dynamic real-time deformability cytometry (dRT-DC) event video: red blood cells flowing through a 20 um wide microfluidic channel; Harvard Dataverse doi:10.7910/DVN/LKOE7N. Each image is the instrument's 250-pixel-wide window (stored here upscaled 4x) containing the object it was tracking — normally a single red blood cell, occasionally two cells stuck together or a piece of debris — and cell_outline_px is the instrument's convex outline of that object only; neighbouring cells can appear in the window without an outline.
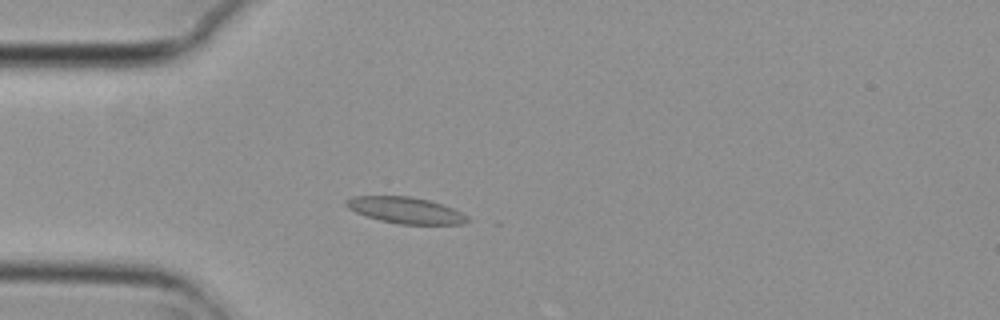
{"species": "common noctule bat (a hibernating species)", "species_latin": "Nyctalus noctula", "temperature_condition": "cold", "stored_images_in_passage": 3, "camera_frame_rate_fps": 3000, "um_per_image_px": 0.085, "animal": {"sex": "female", "body_mass_g": 29.2, "forearm_length_mm": 56.3}, "frame": {"image": 1, "passage_image": 3, "time_ms": 0.667, "image_size_px": [1000, 320], "cell_outline_px": [[472, 220], [464, 224], [400, 224], [380, 220], [356, 212], [348, 208], [344, 204], [344, 200], [352, 196], [408, 196], [428, 200], [452, 208], [468, 216]], "centroid_in_image_um": [34.47, 17.87], "position_along_channel_um": 50.5, "area_um2": 18.5}}